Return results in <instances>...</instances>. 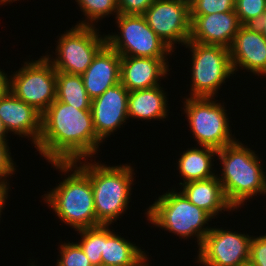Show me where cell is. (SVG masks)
I'll return each mask as SVG.
<instances>
[{"label":"cell","instance_id":"83f0119b","mask_svg":"<svg viewBox=\"0 0 266 266\" xmlns=\"http://www.w3.org/2000/svg\"><path fill=\"white\" fill-rule=\"evenodd\" d=\"M59 248L60 259H57L56 266H93L78 242H64Z\"/></svg>","mask_w":266,"mask_h":266},{"label":"cell","instance_id":"e0dca14e","mask_svg":"<svg viewBox=\"0 0 266 266\" xmlns=\"http://www.w3.org/2000/svg\"><path fill=\"white\" fill-rule=\"evenodd\" d=\"M167 60L168 58L121 56L120 83L129 92L159 86L158 81L170 71Z\"/></svg>","mask_w":266,"mask_h":266},{"label":"cell","instance_id":"ac0fdd59","mask_svg":"<svg viewBox=\"0 0 266 266\" xmlns=\"http://www.w3.org/2000/svg\"><path fill=\"white\" fill-rule=\"evenodd\" d=\"M121 56L107 43L94 56L81 75L88 96L94 99L120 83Z\"/></svg>","mask_w":266,"mask_h":266},{"label":"cell","instance_id":"cb8c5ba5","mask_svg":"<svg viewBox=\"0 0 266 266\" xmlns=\"http://www.w3.org/2000/svg\"><path fill=\"white\" fill-rule=\"evenodd\" d=\"M86 19L76 25L95 26L93 22L105 18L108 14L119 15L117 0H76ZM86 21V22H85Z\"/></svg>","mask_w":266,"mask_h":266},{"label":"cell","instance_id":"4fadbf2b","mask_svg":"<svg viewBox=\"0 0 266 266\" xmlns=\"http://www.w3.org/2000/svg\"><path fill=\"white\" fill-rule=\"evenodd\" d=\"M129 91L118 83L92 99L91 113L97 137L103 142L126 122Z\"/></svg>","mask_w":266,"mask_h":266},{"label":"cell","instance_id":"8992f818","mask_svg":"<svg viewBox=\"0 0 266 266\" xmlns=\"http://www.w3.org/2000/svg\"><path fill=\"white\" fill-rule=\"evenodd\" d=\"M192 52L191 97L214 98L226 78L233 75L229 48L188 41ZM215 95V96H214Z\"/></svg>","mask_w":266,"mask_h":266},{"label":"cell","instance_id":"d6a6232c","mask_svg":"<svg viewBox=\"0 0 266 266\" xmlns=\"http://www.w3.org/2000/svg\"><path fill=\"white\" fill-rule=\"evenodd\" d=\"M0 69V97L8 90V75Z\"/></svg>","mask_w":266,"mask_h":266},{"label":"cell","instance_id":"5bb4252c","mask_svg":"<svg viewBox=\"0 0 266 266\" xmlns=\"http://www.w3.org/2000/svg\"><path fill=\"white\" fill-rule=\"evenodd\" d=\"M229 51L233 72L241 67L266 76V38L255 25H241Z\"/></svg>","mask_w":266,"mask_h":266},{"label":"cell","instance_id":"2e32d148","mask_svg":"<svg viewBox=\"0 0 266 266\" xmlns=\"http://www.w3.org/2000/svg\"><path fill=\"white\" fill-rule=\"evenodd\" d=\"M42 114L9 90L0 97V119L8 132L31 137L35 148L40 139Z\"/></svg>","mask_w":266,"mask_h":266},{"label":"cell","instance_id":"1f68e13d","mask_svg":"<svg viewBox=\"0 0 266 266\" xmlns=\"http://www.w3.org/2000/svg\"><path fill=\"white\" fill-rule=\"evenodd\" d=\"M8 191H9L8 186H4L0 184V218H1V212L4 208V205L6 204L5 202L8 197Z\"/></svg>","mask_w":266,"mask_h":266},{"label":"cell","instance_id":"836d02e7","mask_svg":"<svg viewBox=\"0 0 266 266\" xmlns=\"http://www.w3.org/2000/svg\"><path fill=\"white\" fill-rule=\"evenodd\" d=\"M255 26L261 31L262 35L266 38V13L264 16L255 24Z\"/></svg>","mask_w":266,"mask_h":266},{"label":"cell","instance_id":"4316f807","mask_svg":"<svg viewBox=\"0 0 266 266\" xmlns=\"http://www.w3.org/2000/svg\"><path fill=\"white\" fill-rule=\"evenodd\" d=\"M190 19L198 15H210L234 11L235 0H189Z\"/></svg>","mask_w":266,"mask_h":266},{"label":"cell","instance_id":"d590c367","mask_svg":"<svg viewBox=\"0 0 266 266\" xmlns=\"http://www.w3.org/2000/svg\"><path fill=\"white\" fill-rule=\"evenodd\" d=\"M13 1L15 2L17 0H0V5H2V4L5 5L6 3H8V2L10 3V2H13Z\"/></svg>","mask_w":266,"mask_h":266},{"label":"cell","instance_id":"e575fe53","mask_svg":"<svg viewBox=\"0 0 266 266\" xmlns=\"http://www.w3.org/2000/svg\"><path fill=\"white\" fill-rule=\"evenodd\" d=\"M7 134H8V131L6 130L4 124L2 123L0 119V141H7L6 140Z\"/></svg>","mask_w":266,"mask_h":266},{"label":"cell","instance_id":"7a4b0ae2","mask_svg":"<svg viewBox=\"0 0 266 266\" xmlns=\"http://www.w3.org/2000/svg\"><path fill=\"white\" fill-rule=\"evenodd\" d=\"M54 168L68 173L48 194L44 201L54 210L61 222L76 230L102 225L97 219L94 195L89 176L75 162H51Z\"/></svg>","mask_w":266,"mask_h":266},{"label":"cell","instance_id":"f1b7e54d","mask_svg":"<svg viewBox=\"0 0 266 266\" xmlns=\"http://www.w3.org/2000/svg\"><path fill=\"white\" fill-rule=\"evenodd\" d=\"M9 152L7 141H0V184L9 187L7 176H12L16 168ZM12 174V175H11ZM3 178V179H2Z\"/></svg>","mask_w":266,"mask_h":266},{"label":"cell","instance_id":"ba28073f","mask_svg":"<svg viewBox=\"0 0 266 266\" xmlns=\"http://www.w3.org/2000/svg\"><path fill=\"white\" fill-rule=\"evenodd\" d=\"M8 78V90L43 114L56 100V70L45 56L24 62Z\"/></svg>","mask_w":266,"mask_h":266},{"label":"cell","instance_id":"603a6c76","mask_svg":"<svg viewBox=\"0 0 266 266\" xmlns=\"http://www.w3.org/2000/svg\"><path fill=\"white\" fill-rule=\"evenodd\" d=\"M56 99L80 110H91L81 75L56 71Z\"/></svg>","mask_w":266,"mask_h":266},{"label":"cell","instance_id":"d6986e66","mask_svg":"<svg viewBox=\"0 0 266 266\" xmlns=\"http://www.w3.org/2000/svg\"><path fill=\"white\" fill-rule=\"evenodd\" d=\"M182 187L181 192L185 197L213 218L222 210H234L225 197L218 175L204 180L189 181L182 184Z\"/></svg>","mask_w":266,"mask_h":266},{"label":"cell","instance_id":"8fae6325","mask_svg":"<svg viewBox=\"0 0 266 266\" xmlns=\"http://www.w3.org/2000/svg\"><path fill=\"white\" fill-rule=\"evenodd\" d=\"M143 16L172 51L177 42L188 43L191 31L189 0H154Z\"/></svg>","mask_w":266,"mask_h":266},{"label":"cell","instance_id":"d4e9b609","mask_svg":"<svg viewBox=\"0 0 266 266\" xmlns=\"http://www.w3.org/2000/svg\"><path fill=\"white\" fill-rule=\"evenodd\" d=\"M81 235L78 243L93 266H101L103 251V225L76 230Z\"/></svg>","mask_w":266,"mask_h":266},{"label":"cell","instance_id":"f546056e","mask_svg":"<svg viewBox=\"0 0 266 266\" xmlns=\"http://www.w3.org/2000/svg\"><path fill=\"white\" fill-rule=\"evenodd\" d=\"M248 265L266 266V234L252 237Z\"/></svg>","mask_w":266,"mask_h":266},{"label":"cell","instance_id":"7402d4cb","mask_svg":"<svg viewBox=\"0 0 266 266\" xmlns=\"http://www.w3.org/2000/svg\"><path fill=\"white\" fill-rule=\"evenodd\" d=\"M214 155H217V150L206 146H200V149L195 146V148H188L184 151L177 162V169L183 178V182H180L179 185L217 176L212 171Z\"/></svg>","mask_w":266,"mask_h":266},{"label":"cell","instance_id":"9c48e42d","mask_svg":"<svg viewBox=\"0 0 266 266\" xmlns=\"http://www.w3.org/2000/svg\"><path fill=\"white\" fill-rule=\"evenodd\" d=\"M61 34L56 45L55 59L45 57L56 71L82 75L92 63L94 56L106 44V35L100 36L95 26L75 25ZM53 60V61H52Z\"/></svg>","mask_w":266,"mask_h":266},{"label":"cell","instance_id":"7c38bea8","mask_svg":"<svg viewBox=\"0 0 266 266\" xmlns=\"http://www.w3.org/2000/svg\"><path fill=\"white\" fill-rule=\"evenodd\" d=\"M252 237L211 228L198 249L197 263L204 266H247Z\"/></svg>","mask_w":266,"mask_h":266},{"label":"cell","instance_id":"3957f363","mask_svg":"<svg viewBox=\"0 0 266 266\" xmlns=\"http://www.w3.org/2000/svg\"><path fill=\"white\" fill-rule=\"evenodd\" d=\"M238 141L217 150L216 155L223 166L222 175L218 176L219 182L234 209L240 208L246 200L258 193L266 194V175L260 158Z\"/></svg>","mask_w":266,"mask_h":266},{"label":"cell","instance_id":"6da1fadb","mask_svg":"<svg viewBox=\"0 0 266 266\" xmlns=\"http://www.w3.org/2000/svg\"><path fill=\"white\" fill-rule=\"evenodd\" d=\"M100 143L91 110H80L56 99L42 114L36 149L48 162L93 158Z\"/></svg>","mask_w":266,"mask_h":266},{"label":"cell","instance_id":"ffe728a7","mask_svg":"<svg viewBox=\"0 0 266 266\" xmlns=\"http://www.w3.org/2000/svg\"><path fill=\"white\" fill-rule=\"evenodd\" d=\"M103 225L101 266H142L148 257L142 249Z\"/></svg>","mask_w":266,"mask_h":266},{"label":"cell","instance_id":"44dd1931","mask_svg":"<svg viewBox=\"0 0 266 266\" xmlns=\"http://www.w3.org/2000/svg\"><path fill=\"white\" fill-rule=\"evenodd\" d=\"M163 88L155 86L152 88L134 90L128 96V117L143 120L165 119L168 106L166 92Z\"/></svg>","mask_w":266,"mask_h":266},{"label":"cell","instance_id":"277c9868","mask_svg":"<svg viewBox=\"0 0 266 266\" xmlns=\"http://www.w3.org/2000/svg\"><path fill=\"white\" fill-rule=\"evenodd\" d=\"M76 161L89 176L93 195L96 219L102 225H111L128 208L133 184L134 169L127 164L106 166L99 162Z\"/></svg>","mask_w":266,"mask_h":266},{"label":"cell","instance_id":"9a60e30c","mask_svg":"<svg viewBox=\"0 0 266 266\" xmlns=\"http://www.w3.org/2000/svg\"><path fill=\"white\" fill-rule=\"evenodd\" d=\"M240 27L235 11L198 15L191 20L189 41L230 48Z\"/></svg>","mask_w":266,"mask_h":266},{"label":"cell","instance_id":"52a82bcc","mask_svg":"<svg viewBox=\"0 0 266 266\" xmlns=\"http://www.w3.org/2000/svg\"><path fill=\"white\" fill-rule=\"evenodd\" d=\"M215 98L189 97L184 101V111L189 121L190 131L200 146L216 150L236 141L232 137L229 118L224 105ZM231 133V134H230Z\"/></svg>","mask_w":266,"mask_h":266},{"label":"cell","instance_id":"4dcf8cb0","mask_svg":"<svg viewBox=\"0 0 266 266\" xmlns=\"http://www.w3.org/2000/svg\"><path fill=\"white\" fill-rule=\"evenodd\" d=\"M154 0H117L119 14L143 15Z\"/></svg>","mask_w":266,"mask_h":266},{"label":"cell","instance_id":"8d00e7d4","mask_svg":"<svg viewBox=\"0 0 266 266\" xmlns=\"http://www.w3.org/2000/svg\"><path fill=\"white\" fill-rule=\"evenodd\" d=\"M149 264H147L146 262L142 265V266H148Z\"/></svg>","mask_w":266,"mask_h":266},{"label":"cell","instance_id":"5b68a950","mask_svg":"<svg viewBox=\"0 0 266 266\" xmlns=\"http://www.w3.org/2000/svg\"><path fill=\"white\" fill-rule=\"evenodd\" d=\"M145 214L153 225L168 230L181 239L197 237L198 247L211 230L208 226L204 228L205 224L213 219L209 213L192 204L181 190L176 192L175 189L160 195Z\"/></svg>","mask_w":266,"mask_h":266},{"label":"cell","instance_id":"484cf974","mask_svg":"<svg viewBox=\"0 0 266 266\" xmlns=\"http://www.w3.org/2000/svg\"><path fill=\"white\" fill-rule=\"evenodd\" d=\"M234 11L241 25H255L266 13V0H235Z\"/></svg>","mask_w":266,"mask_h":266},{"label":"cell","instance_id":"30bf717a","mask_svg":"<svg viewBox=\"0 0 266 266\" xmlns=\"http://www.w3.org/2000/svg\"><path fill=\"white\" fill-rule=\"evenodd\" d=\"M120 34L106 35V43L120 56L167 58L172 51L149 27L143 15L119 14Z\"/></svg>","mask_w":266,"mask_h":266}]
</instances>
